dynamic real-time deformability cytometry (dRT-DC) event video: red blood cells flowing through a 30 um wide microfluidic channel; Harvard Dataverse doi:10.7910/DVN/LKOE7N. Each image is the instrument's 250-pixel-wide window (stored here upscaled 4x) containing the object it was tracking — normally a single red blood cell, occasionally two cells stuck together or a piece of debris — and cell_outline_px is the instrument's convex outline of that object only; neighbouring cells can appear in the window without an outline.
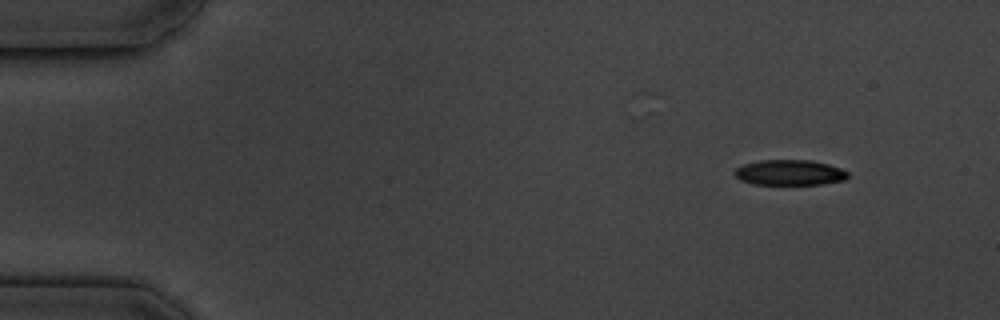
{"species": "common noctule bat (a hibernating species)", "species_latin": "Nyctalus noctula", "temperature_condition": "cold", "stored_images_in_passage": 3, "camera_frame_rate_fps": 3000, "um_per_image_px": 0.085, "animal": {"sex": "male", "body_mass_g": 19.5, "forearm_length_mm": 54.6}, "frame": {"image": 1, "passage_image": 1, "time_ms": 0.0, "image_size_px": [1000, 320], "cell_outline_px": [[848, 176], [844, 180], [824, 184], [752, 184], [740, 180], [732, 172], [736, 168], [744, 164], [760, 160], [812, 160], [828, 164], [840, 168], [848, 172]], "centroid_in_image_um": [67.1, 14.66], "position_along_channel_um": 17.9, "area_um2": 16.82}}